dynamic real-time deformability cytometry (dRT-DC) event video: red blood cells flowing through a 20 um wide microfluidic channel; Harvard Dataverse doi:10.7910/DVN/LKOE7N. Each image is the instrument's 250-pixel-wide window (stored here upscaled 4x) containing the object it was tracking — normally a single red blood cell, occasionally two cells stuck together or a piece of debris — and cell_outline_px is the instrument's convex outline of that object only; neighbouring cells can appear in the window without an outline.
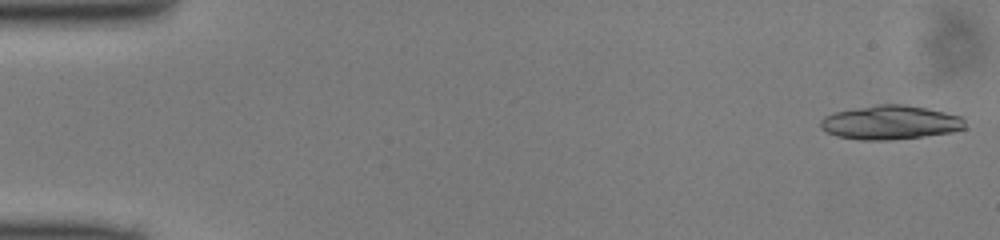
{"species": "common noctule bat (a hibernating species)", "species_latin": "Nyctalus noctula", "temperature_condition": "cold", "stored_images_in_passage": 12, "camera_frame_rate_fps": 3000, "um_per_image_px": 0.085, "animal": {"sex": "male", "body_mass_g": 13.0, "forearm_length_mm": 53.1}, "frame": {"image": 1, "passage_image": 1, "time_ms": 0.0, "image_size_px": [1000, 240], "cell_outline_px": [[968, 128], [952, 132], [888, 140], [860, 140], [836, 136], [820, 128], [820, 120], [824, 116], [836, 112], [876, 104], [904, 104], [928, 108], [964, 116]], "centroid_in_image_um": [75.73, 10.4], "position_along_channel_um": 9.3, "area_um2": 28.84}}